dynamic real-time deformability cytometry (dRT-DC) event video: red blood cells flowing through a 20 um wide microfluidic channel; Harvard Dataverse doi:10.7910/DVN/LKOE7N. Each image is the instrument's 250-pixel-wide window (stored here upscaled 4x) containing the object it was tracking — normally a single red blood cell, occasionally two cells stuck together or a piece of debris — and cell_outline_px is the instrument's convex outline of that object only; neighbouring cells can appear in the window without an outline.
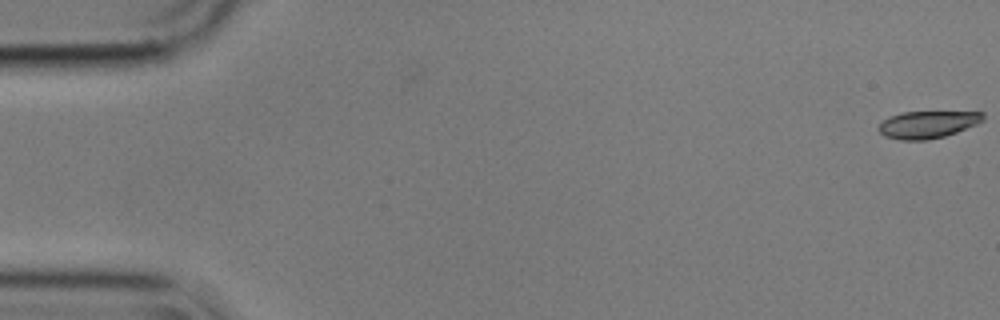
{"species": "common noctule bat (a hibernating species)", "species_latin": "Nyctalus noctula", "temperature_condition": "cold", "stored_images_in_passage": 32, "camera_frame_rate_fps": 3000, "um_per_image_px": 0.085, "animal": {"sex": "male", "body_mass_g": 17.9}, "frame": {"image": 1, "passage_image": 1, "time_ms": 0.0, "image_size_px": [1000, 320], "cell_outline_px": [[984, 120], [976, 124], [956, 132], [944, 136], [928, 140], [900, 140], [884, 136], [876, 128], [888, 116], [900, 112], [984, 112]], "centroid_in_image_um": [78.81, 10.58], "position_along_channel_um": 6.2, "area_um2": 16.59}}
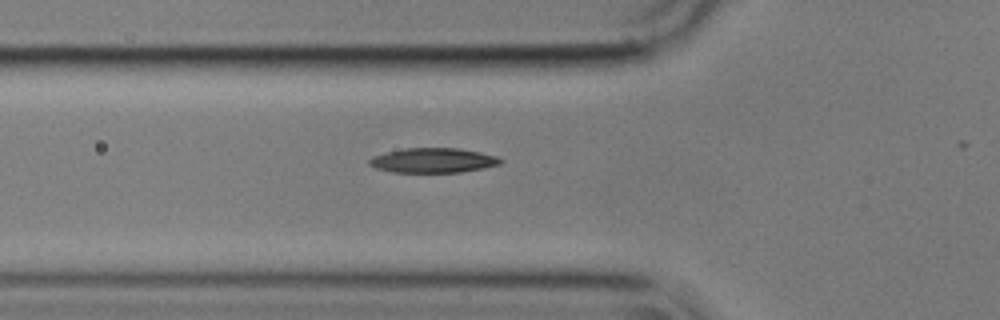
{"frame": {"image": 2, "passage_image": 20, "time_ms": 6.333, "image_size_px": [1000, 320], "cell_outline_px": [[504, 160], [500, 164], [484, 168], [460, 172], [392, 172], [376, 168], [368, 164], [368, 160], [372, 156], [404, 148], [460, 148], [480, 152], [496, 156]], "centroid_in_image_um": [36.82, 13.63], "position_along_channel_um": 89.0, "area_um2": 18.9}}
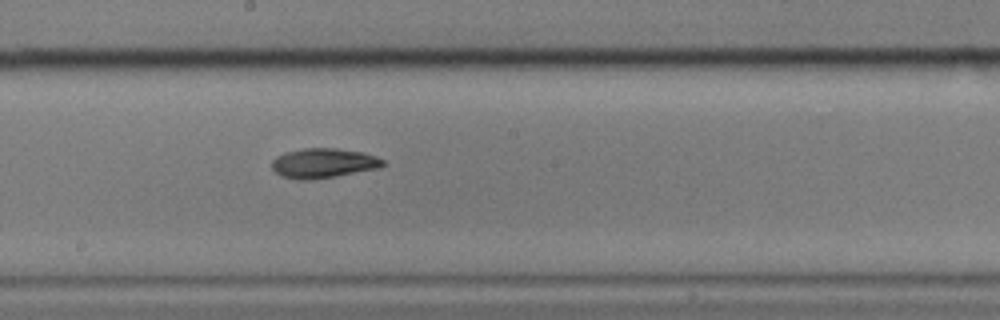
{"frame": {"image": 3, "passage_image": 31, "time_ms": 10.0, "image_size_px": [1000, 320], "cell_outline_px": [[384, 164], [380, 168], [336, 176], [312, 180], [296, 180], [280, 176], [272, 168], [272, 160], [276, 156], [284, 152], [304, 148], [336, 148], [364, 152], [376, 156], [384, 160]], "centroid_in_image_um": [27.47, 13.87], "position_along_channel_um": 220.7, "area_um2": 19.48}}